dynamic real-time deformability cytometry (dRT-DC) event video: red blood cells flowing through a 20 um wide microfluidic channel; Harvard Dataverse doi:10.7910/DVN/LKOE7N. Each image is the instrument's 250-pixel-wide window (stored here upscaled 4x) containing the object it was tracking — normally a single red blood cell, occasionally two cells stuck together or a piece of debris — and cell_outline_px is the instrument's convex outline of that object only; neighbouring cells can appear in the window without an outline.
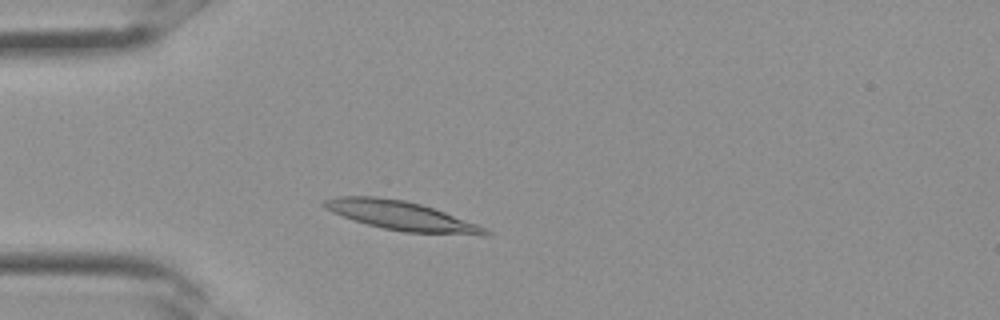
{"species": "Egyptian fruit bat (a non-hibernating species)", "species_latin": "Rousettus aegyptiacus", "temperature_condition": "room temperature", "stored_images_in_passage": 29, "camera_frame_rate_fps": 3000, "um_per_image_px": 0.085, "frame": {"image": 1, "passage_image": 5, "time_ms": 1.333, "image_size_px": [1000, 320], "cell_outline_px": [[492, 232], [488, 236], [484, 236], [404, 232], [384, 228], [368, 224], [332, 212], [324, 208], [320, 204], [320, 200], [336, 196], [376, 196], [404, 200], [420, 204], [444, 212], [476, 224]], "centroid_in_image_um": [34.09, 18.33], "position_along_channel_um": 50.9, "area_um2": 27.22}}
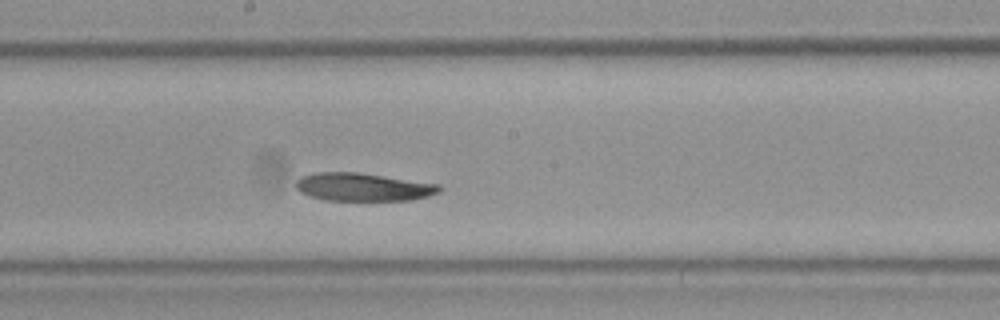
{"frame": {"image": 2, "passage_image": 14, "time_ms": 4.333, "image_size_px": [1000, 320], "cell_outline_px": [[444, 188], [440, 192], [428, 196], [412, 200], [324, 200], [308, 196], [300, 192], [296, 188], [296, 180], [300, 176], [316, 172], [360, 172], [440, 184]], "centroid_in_image_um": [30.87, 15.89], "position_along_channel_um": 217.3, "area_um2": 23.76}}
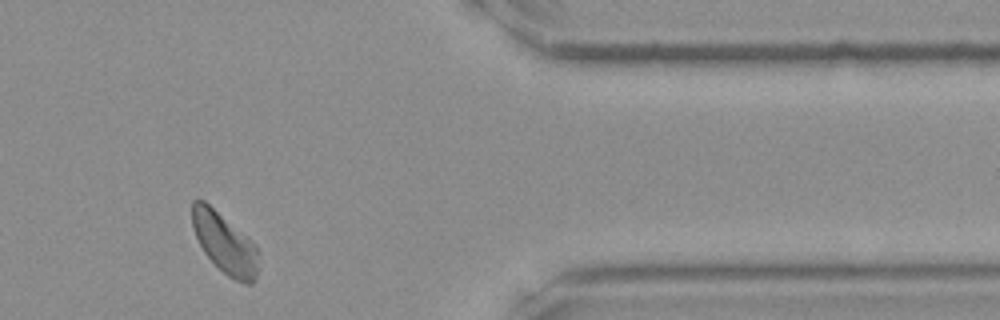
{"frame": {"image": 3, "passage_image": 24, "time_ms": 7.667, "image_size_px": [1000, 320], "cell_outline_px": [[260, 268], [252, 284], [244, 284], [228, 276], [204, 252], [192, 228], [192, 200], [204, 200], [248, 236], [256, 244], [260, 252]], "centroid_in_image_um": [19.16, 20.68], "position_along_channel_um": 392.2, "area_um2": 23.64}}